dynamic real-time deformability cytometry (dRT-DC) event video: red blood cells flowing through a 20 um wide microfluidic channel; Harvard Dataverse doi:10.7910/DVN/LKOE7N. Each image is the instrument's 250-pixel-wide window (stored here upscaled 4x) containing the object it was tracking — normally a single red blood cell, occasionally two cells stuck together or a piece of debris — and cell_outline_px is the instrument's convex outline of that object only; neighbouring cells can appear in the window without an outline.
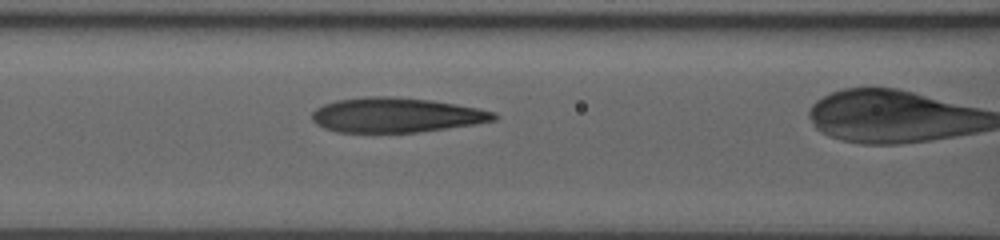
{"species": "human", "species_latin": "Homo sapiens", "temperature_condition": "room temperature", "stored_images_in_passage": 27, "camera_frame_rate_fps": 3000, "um_per_image_px": 0.085, "donor": {"sex": "male"}, "frame": {"image": 1, "passage_image": 9, "time_ms": 6.333, "image_size_px": [1000, 240], "cell_outline_px": [[500, 116], [496, 120], [476, 124], [416, 132], [336, 132], [324, 128], [316, 124], [312, 120], [312, 112], [316, 108], [324, 104], [336, 100], [368, 96], [392, 96], [432, 100], [456, 104], [496, 112]], "centroid_in_image_um": [33.68, 9.77], "position_along_channel_um": 132.9, "area_um2": 36.93}}
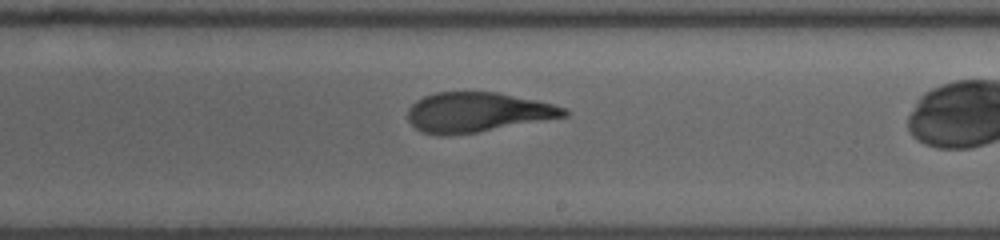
{"frame": {"image": 2, "passage_image": 17, "time_ms": 9.333, "image_size_px": [1000, 240], "cell_outline_px": [[568, 116], [476, 132], [448, 136], [440, 136], [420, 132], [408, 120], [408, 108], [416, 100], [424, 96], [436, 92], [496, 92], [536, 100], [552, 104], [564, 108], [568, 112]], "centroid_in_image_um": [40.52, 9.55], "position_along_channel_um": 248.5, "area_um2": 36.07}}
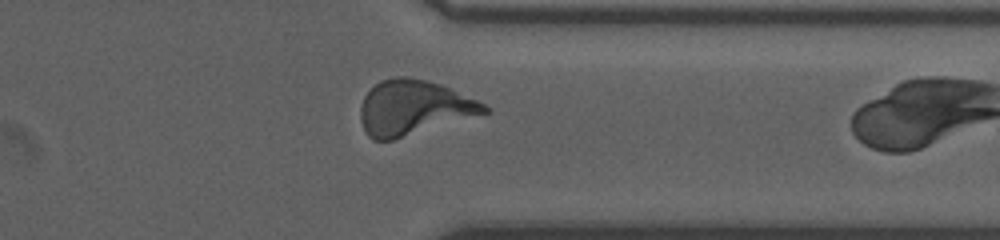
{"frame": {"image": 3, "passage_image": 26, "time_ms": 12.667, "image_size_px": [1000, 240], "cell_outline_px": [[488, 112], [392, 140], [372, 140], [368, 136], [360, 120], [360, 108], [364, 96], [380, 80], [396, 76], [408, 76], [428, 80], [440, 84], [476, 100], [484, 104], [488, 108]], "centroid_in_image_um": [35.1, 9.14], "position_along_channel_um": 376.3, "area_um2": 39.02}}